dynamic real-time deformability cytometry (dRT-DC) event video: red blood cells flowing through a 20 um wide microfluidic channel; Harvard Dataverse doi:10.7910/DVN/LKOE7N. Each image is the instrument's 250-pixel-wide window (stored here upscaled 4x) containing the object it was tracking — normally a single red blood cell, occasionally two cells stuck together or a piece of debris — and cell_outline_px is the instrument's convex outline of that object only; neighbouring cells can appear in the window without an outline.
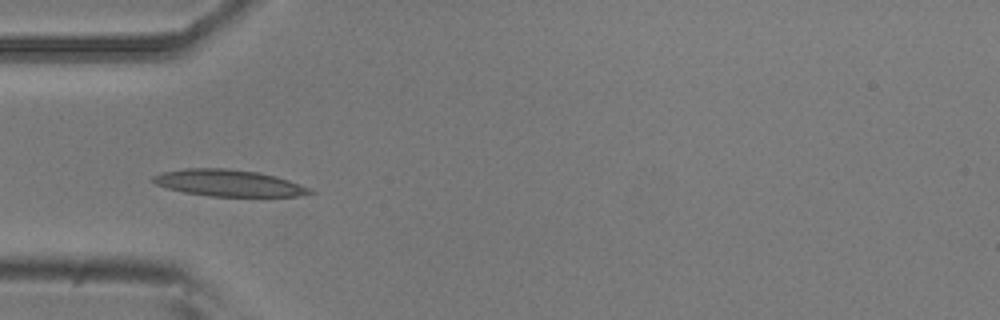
{"species": "common noctule bat (a hibernating species)", "species_latin": "Nyctalus noctula", "temperature_condition": "room temperature", "stored_images_in_passage": 14, "camera_frame_rate_fps": 3000, "um_per_image_px": 0.085, "animal": {"sex": "male", "body_mass_g": 20.5, "forearm_length_mm": 52.5}, "frame": {"image": 1, "passage_image": 4, "time_ms": 4.333, "image_size_px": [1000, 320], "cell_outline_px": [[316, 192], [296, 196], [208, 196], [184, 192], [168, 188], [156, 184], [152, 180], [152, 176], [160, 172], [184, 168], [224, 168], [256, 172], [276, 176], [312, 188]], "centroid_in_image_um": [19.42, 15.55], "position_along_channel_um": 65.6, "area_um2": 24.28}}
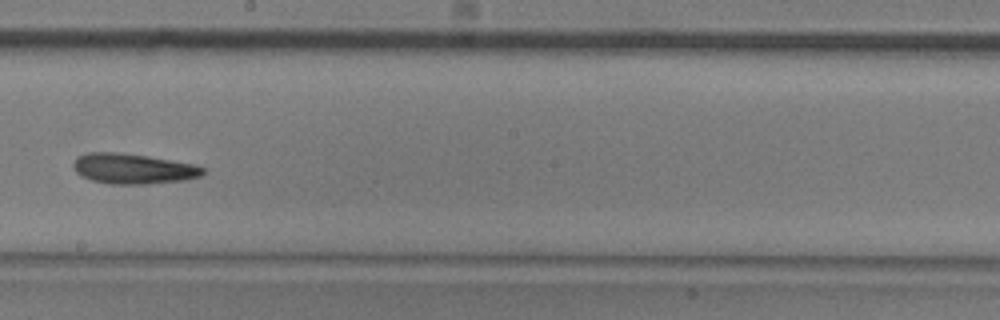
{"frame": {"image": 2, "passage_image": 8, "time_ms": 9.0, "image_size_px": [1000, 320], "cell_outline_px": [[208, 168], [200, 176], [184, 180], [148, 184], [108, 184], [92, 180], [80, 176], [72, 168], [72, 164], [76, 156], [88, 152], [116, 152], [148, 156], [196, 164]], "centroid_in_image_um": [11.3, 14.33], "position_along_channel_um": 236.9, "area_um2": 23.24}}
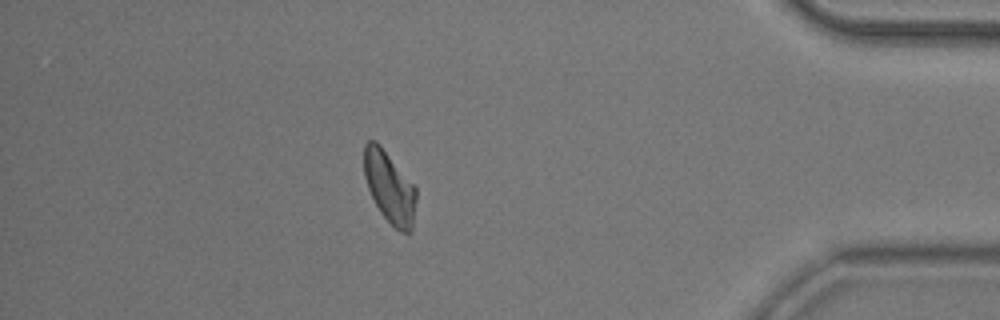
{"frame": {"image": 3, "passage_image": 13, "time_ms": 14.667, "image_size_px": [1000, 320], "cell_outline_px": [[416, 200], [412, 232], [400, 232], [380, 212], [368, 188], [364, 176], [364, 144], [368, 140], [376, 140], [380, 144], [416, 188]], "centroid_in_image_um": [33.1, 15.9], "position_along_channel_um": 402.1, "area_um2": 21.56}, "authors_computed_cell_mechanics": {"area_um2": 22.4264, "velocity_mm_per_s": 3.663, "shape_relaxation_time_tau1_ms": 3.7501, "shape_relaxation_time_tau2_ms": 3.5291, "deformation_change_tau1": 0.1214, "deformation_change_tau2": 0.1223}}